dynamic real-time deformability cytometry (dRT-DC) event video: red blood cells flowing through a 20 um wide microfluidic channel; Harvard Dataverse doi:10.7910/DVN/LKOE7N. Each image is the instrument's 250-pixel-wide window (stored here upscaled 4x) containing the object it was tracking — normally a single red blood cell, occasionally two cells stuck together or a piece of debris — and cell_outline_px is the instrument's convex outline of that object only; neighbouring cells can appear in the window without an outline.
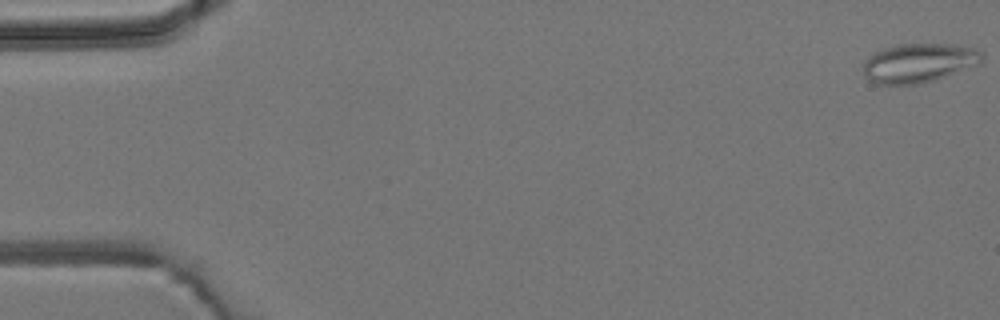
{"species": "common noctule bat (a hibernating species)", "species_latin": "Nyctalus noctula", "temperature_condition": "room temperature", "stored_images_in_passage": 5, "camera_frame_rate_fps": 3000, "um_per_image_px": 0.085, "animal": {"sex": "male", "body_mass_g": 19.2, "forearm_length_mm": 51.8}, "frame": {"image": 1, "passage_image": 1, "time_ms": 0.0, "image_size_px": [1000, 320], "cell_outline_px": [[984, 60], [980, 64], [936, 80], [920, 84], [876, 84], [868, 80], [864, 76], [864, 60], [876, 52], [884, 48], [896, 44], [952, 44], [976, 48], [984, 52]], "centroid_in_image_um": [78.15, 5.35], "position_along_channel_um": 6.9, "area_um2": 27.46}}